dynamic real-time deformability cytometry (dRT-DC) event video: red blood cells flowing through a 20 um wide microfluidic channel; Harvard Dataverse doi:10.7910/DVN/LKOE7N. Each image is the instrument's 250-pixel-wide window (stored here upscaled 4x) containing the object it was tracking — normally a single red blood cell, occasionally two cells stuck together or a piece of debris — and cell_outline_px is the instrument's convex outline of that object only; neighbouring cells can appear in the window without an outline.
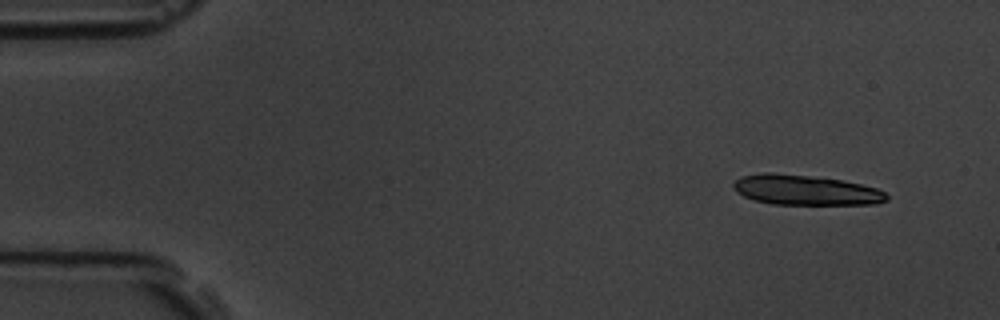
{"species": "common noctule bat (a hibernating species)", "species_latin": "Nyctalus noctula", "temperature_condition": "room temperature", "stored_images_in_passage": 13, "camera_frame_rate_fps": 3000, "um_per_image_px": 0.085, "animal": {"sex": "male", "body_mass_g": 19.5, "forearm_length_mm": 54.6}, "frame": {"image": 1, "passage_image": 1, "time_ms": 0.0, "image_size_px": [1000, 320], "cell_outline_px": [[888, 200], [876, 204], [772, 204], [756, 200], [744, 196], [736, 192], [732, 188], [732, 184], [740, 176], [764, 172], [772, 172], [840, 180], [860, 184], [876, 188], [884, 192], [888, 196]], "centroid_in_image_um": [68.43, 16.15], "position_along_channel_um": 16.6, "area_um2": 26.65}}